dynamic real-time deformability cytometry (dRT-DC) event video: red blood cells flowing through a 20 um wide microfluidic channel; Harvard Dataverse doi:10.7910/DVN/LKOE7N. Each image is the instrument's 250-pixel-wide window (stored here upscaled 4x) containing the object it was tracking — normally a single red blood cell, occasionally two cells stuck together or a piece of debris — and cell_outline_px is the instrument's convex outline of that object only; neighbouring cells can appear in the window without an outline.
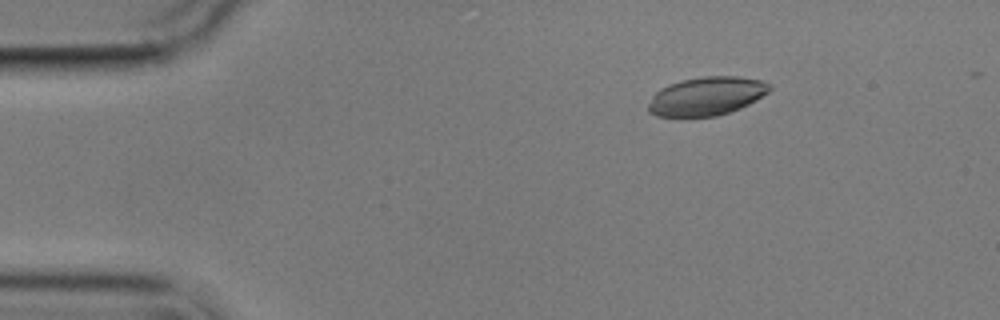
{"species": "common noctule bat (a hibernating species)", "species_latin": "Nyctalus noctula", "temperature_condition": "cold", "stored_images_in_passage": 5, "camera_frame_rate_fps": 3000, "um_per_image_px": 0.085, "animal": {"sex": "male", "body_mass_g": 17.9}, "frame": {"image": 1, "passage_image": 3, "time_ms": 2.333, "image_size_px": [1000, 320], "cell_outline_px": [[772, 88], [768, 92], [748, 104], [740, 108], [716, 116], [656, 116], [648, 112], [648, 104], [652, 96], [660, 88], [668, 84], [684, 80], [704, 76], [736, 76], [760, 80], [772, 84]], "centroid_in_image_um": [60.05, 8.17], "position_along_channel_um": 25.0, "area_um2": 27.05}}